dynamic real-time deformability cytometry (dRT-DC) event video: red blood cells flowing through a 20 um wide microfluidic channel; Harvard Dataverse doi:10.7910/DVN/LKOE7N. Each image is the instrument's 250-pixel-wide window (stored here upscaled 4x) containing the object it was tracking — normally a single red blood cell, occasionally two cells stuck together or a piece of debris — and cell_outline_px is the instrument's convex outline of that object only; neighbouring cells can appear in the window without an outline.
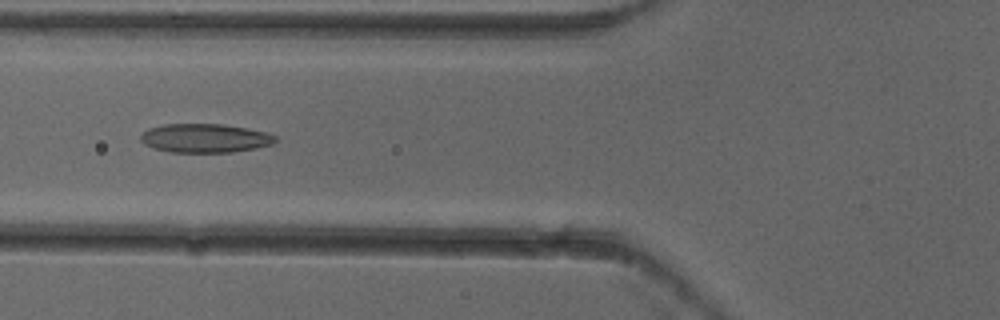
{"species": "common noctule bat (a hibernating species)", "species_latin": "Nyctalus noctula", "temperature_condition": "cold", "stored_images_in_passage": 7, "camera_frame_rate_fps": 3000, "um_per_image_px": 0.085, "animal": {"sex": "female"}, "frame": {"image": 1, "passage_image": 6, "time_ms": 1.667, "image_size_px": [1000, 320], "cell_outline_px": [[276, 140], [272, 144], [256, 148], [232, 152], [172, 152], [152, 148], [144, 144], [140, 140], [140, 136], [148, 128], [164, 124], [224, 124], [248, 128], [268, 132], [276, 136]], "centroid_in_image_um": [17.43, 11.74], "position_along_channel_um": 108.4, "area_um2": 22.77}}
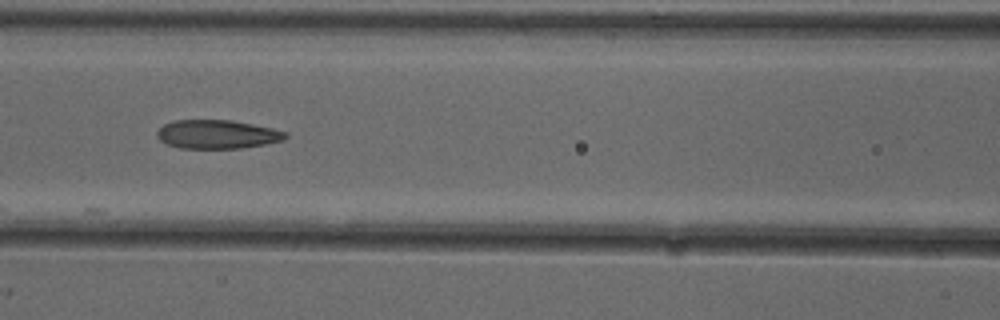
{"frame": {"image": 2, "passage_image": 7, "time_ms": 2.0, "image_size_px": [1000, 320], "cell_outline_px": [[288, 136], [284, 140], [264, 144], [240, 148], [180, 148], [168, 144], [160, 140], [156, 136], [156, 132], [164, 124], [176, 120], [232, 120], [272, 128], [288, 132]], "centroid_in_image_um": [18.47, 11.41], "position_along_channel_um": 148.1, "area_um2": 21.44}}